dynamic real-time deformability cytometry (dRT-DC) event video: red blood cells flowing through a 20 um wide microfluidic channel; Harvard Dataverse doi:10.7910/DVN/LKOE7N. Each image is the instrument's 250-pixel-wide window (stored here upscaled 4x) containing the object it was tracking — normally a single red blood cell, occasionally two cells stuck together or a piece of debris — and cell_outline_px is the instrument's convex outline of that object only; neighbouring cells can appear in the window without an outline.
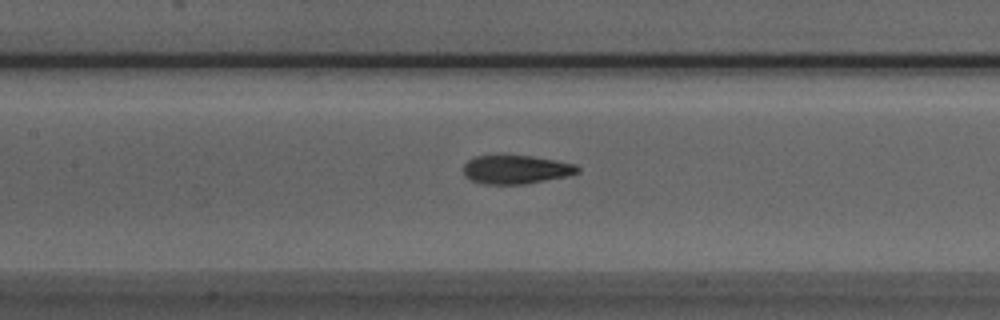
{"species": "Egyptian fruit bat (a non-hibernating species)", "species_latin": "Rousettus aegyptiacus", "temperature_condition": "room temperature", "stored_images_in_passage": 40, "camera_frame_rate_fps": 3000, "um_per_image_px": 0.085, "animal": {"sex": "male"}, "frame": {"image": 1, "passage_image": 12, "time_ms": 3.667, "image_size_px": [1000, 320], "cell_outline_px": [[580, 172], [564, 176], [524, 184], [484, 184], [468, 180], [464, 176], [464, 164], [468, 160], [476, 156], [532, 156], [556, 160], [576, 164], [580, 168]], "centroid_in_image_um": [43.84, 14.41], "position_along_channel_um": 163.6, "area_um2": 18.96}}
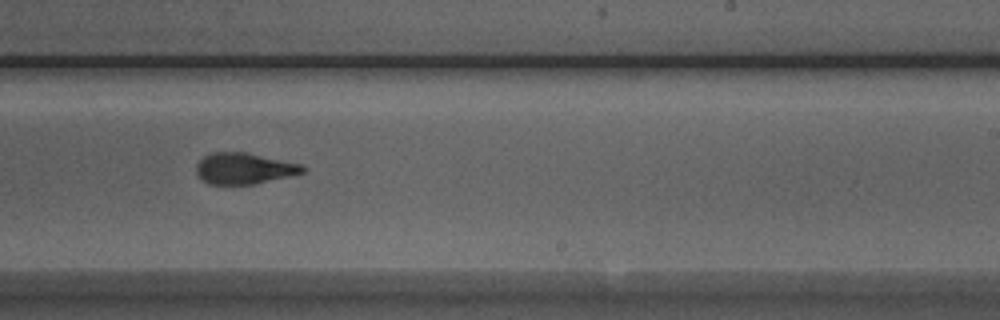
{"frame": {"image": 2, "passage_image": 20, "time_ms": 6.333, "image_size_px": [1000, 320], "cell_outline_px": [[304, 172], [256, 184], [208, 184], [200, 180], [196, 172], [196, 164], [204, 156], [212, 152], [244, 152], [300, 164], [304, 168]], "centroid_in_image_um": [20.67, 14.33], "position_along_channel_um": 268.3, "area_um2": 19.13}}
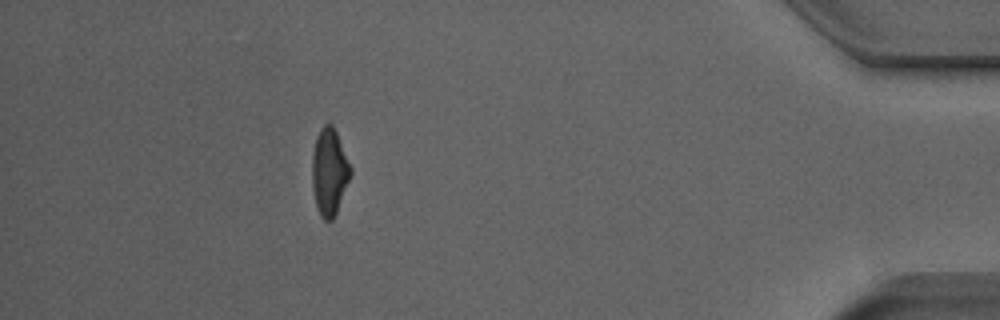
{"frame": {"image": 3, "passage_image": 35, "time_ms": 11.333, "image_size_px": [1000, 320], "cell_outline_px": [[352, 172], [336, 212], [332, 220], [324, 220], [320, 216], [316, 208], [312, 188], [312, 152], [316, 136], [320, 128], [328, 120], [332, 124], [336, 132], [352, 168]], "centroid_in_image_um": [27.97, 14.57], "position_along_channel_um": 407.2, "area_um2": 19.59}, "authors_computed_cell_mechanics": {"area_um2": 19.8832, "velocity_mm_per_s": 3.9422, "shape_relaxation_time_tau1_ms": 10.4854, "shape_relaxation_time_tau2_ms": 1.6174, "deformation_change_tau1": 0.2808, "deformation_change_tau2": 0.1019}}